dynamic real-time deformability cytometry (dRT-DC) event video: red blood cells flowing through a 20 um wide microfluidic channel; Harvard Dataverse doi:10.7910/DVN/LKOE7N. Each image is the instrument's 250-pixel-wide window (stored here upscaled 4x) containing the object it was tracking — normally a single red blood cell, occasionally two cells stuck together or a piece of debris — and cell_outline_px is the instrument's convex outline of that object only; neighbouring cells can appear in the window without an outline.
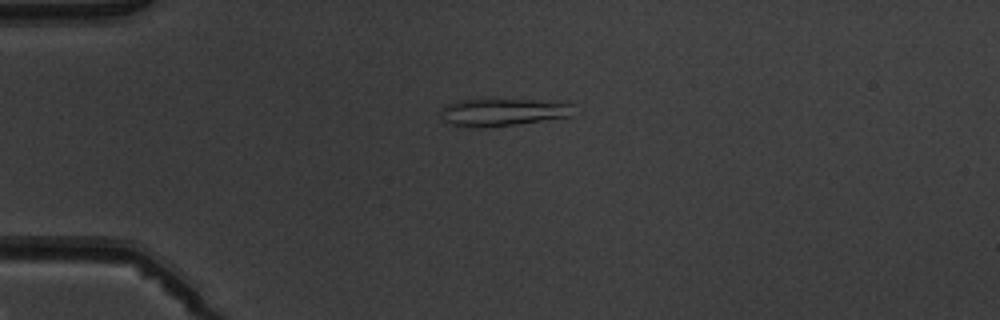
{"species": "common noctule bat (a hibernating species)", "species_latin": "Nyctalus noctula", "temperature_condition": "warm", "stored_images_in_passage": 5, "camera_frame_rate_fps": 3000, "um_per_image_px": 0.085, "animal": {"sex": "male", "body_mass_g": 19.5, "forearm_length_mm": 54.6}, "frame": {"image": 1, "passage_image": 4, "time_ms": 3.667, "image_size_px": [1000, 320], "cell_outline_px": [[572, 116], [516, 124], [484, 128], [452, 124], [444, 120], [440, 116], [444, 108], [448, 104], [456, 100], [488, 96], [568, 100], [572, 104]], "centroid_in_image_um": [42.84, 9.44], "position_along_channel_um": 42.2, "area_um2": 22.83}}